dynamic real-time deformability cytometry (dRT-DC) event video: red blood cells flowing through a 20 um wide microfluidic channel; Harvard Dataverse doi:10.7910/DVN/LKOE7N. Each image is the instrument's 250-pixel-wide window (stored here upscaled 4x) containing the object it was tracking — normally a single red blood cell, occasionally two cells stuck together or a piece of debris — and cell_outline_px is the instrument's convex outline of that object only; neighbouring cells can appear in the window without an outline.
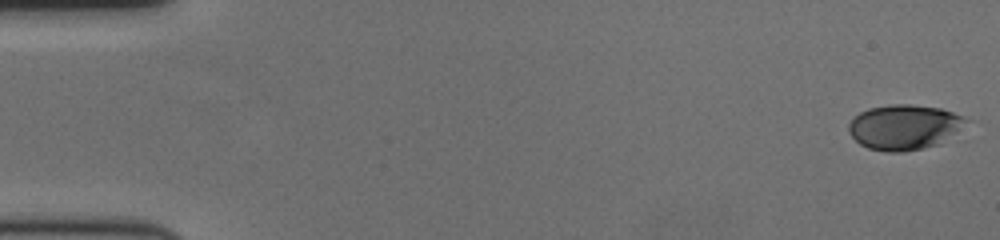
{"species": "human", "species_latin": "Homo sapiens", "temperature_condition": "cold", "stored_images_in_passage": 60, "camera_frame_rate_fps": 3000, "um_per_image_px": 0.085, "donor": {"sex": "female"}, "frame": {"image": 1, "passage_image": 1, "time_ms": 0.0, "image_size_px": [1000, 240], "cell_outline_px": [[972, 120], [936, 144], [904, 152], [888, 152], [868, 148], [860, 144], [848, 132], [848, 124], [860, 112], [868, 108], [888, 104], [912, 104], [940, 108], [952, 112]], "centroid_in_image_um": [76.82, 10.78], "position_along_channel_um": 8.2, "area_um2": 30.52}}
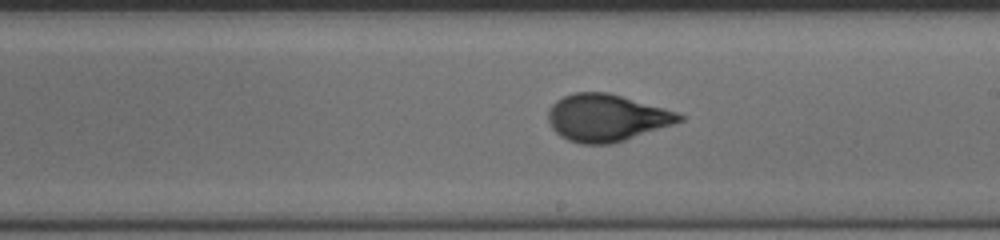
{"frame": {"image": 2, "passage_image": 35, "time_ms": 11.333, "image_size_px": [1000, 240], "cell_outline_px": [[684, 120], [612, 144], [580, 144], [568, 140], [560, 136], [552, 128], [548, 120], [548, 108], [556, 100], [564, 96], [576, 92], [608, 92], [664, 108], [676, 112], [684, 116]], "centroid_in_image_um": [51.51, 10.01], "position_along_channel_um": 237.5, "area_um2": 35.78}}
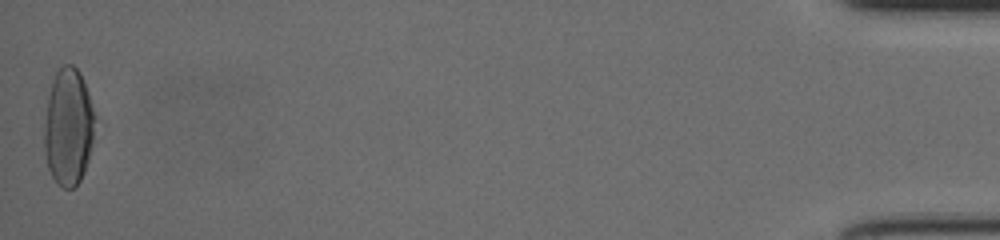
{"frame": {"image": 3, "passage_image": 60, "time_ms": 19.667, "image_size_px": [1000, 240], "cell_outline_px": [[96, 116], [92, 140], [88, 160], [84, 172], [80, 180], [72, 188], [64, 188], [56, 184], [48, 168], [44, 148], [44, 124], [48, 96], [56, 72], [64, 64], [72, 64], [80, 72], [88, 92]], "centroid_in_image_um": [5.81, 10.8], "position_along_channel_um": 429.4, "area_um2": 34.56}, "authors_computed_cell_mechanics": {"area_um2": 34.1887, "velocity_mm_per_s": 3.4688, "shape_relaxation_time_tau1_ms": 3.4944, "shape_relaxation_time_tau2_ms": null, "deformation_change_tau1": 0.1712, "deformation_change_tau2": null}}